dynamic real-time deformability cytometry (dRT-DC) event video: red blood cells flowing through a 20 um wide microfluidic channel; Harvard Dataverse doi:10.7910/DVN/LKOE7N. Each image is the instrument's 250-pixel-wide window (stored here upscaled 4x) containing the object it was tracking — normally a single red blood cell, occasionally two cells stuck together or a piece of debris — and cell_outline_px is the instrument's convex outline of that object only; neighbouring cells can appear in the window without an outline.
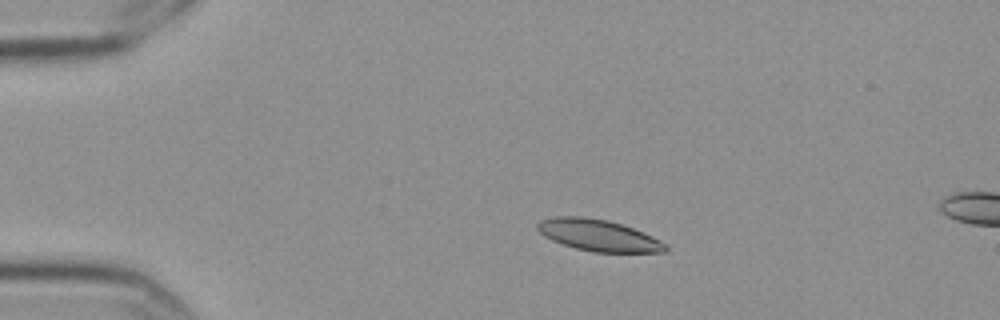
{"species": "Egyptian fruit bat (a non-hibernating species)", "species_latin": "Rousettus aegyptiacus", "temperature_condition": "cold", "stored_images_in_passage": 5, "camera_frame_rate_fps": 3000, "um_per_image_px": 0.085, "frame": {"image": 1, "passage_image": 3, "time_ms": 0.667, "image_size_px": [1000, 320], "cell_outline_px": [[668, 248], [664, 252], [592, 252], [576, 248], [552, 240], [544, 236], [536, 228], [536, 224], [540, 220], [556, 216], [584, 216], [608, 220], [632, 228], [652, 236], [668, 244]], "centroid_in_image_um": [50.85, 19.99], "position_along_channel_um": 34.1, "area_um2": 23.47}}